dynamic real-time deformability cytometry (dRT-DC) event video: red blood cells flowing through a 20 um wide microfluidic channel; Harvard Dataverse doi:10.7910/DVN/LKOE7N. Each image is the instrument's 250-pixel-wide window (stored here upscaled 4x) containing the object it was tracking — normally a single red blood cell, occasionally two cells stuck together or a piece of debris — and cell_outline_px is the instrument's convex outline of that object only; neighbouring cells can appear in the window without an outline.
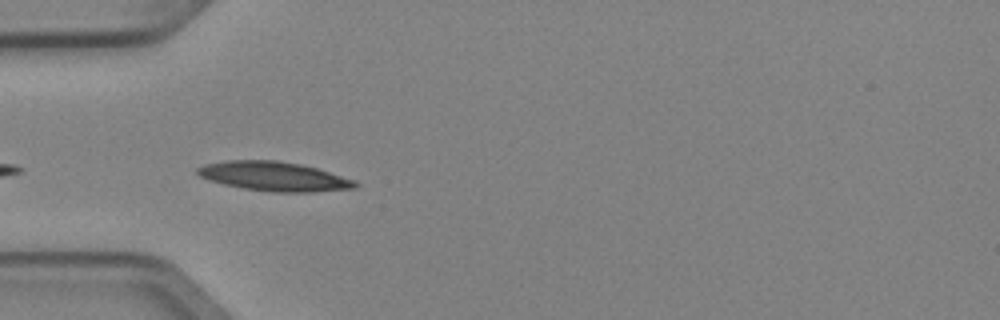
{"species": "Egyptian fruit bat (a non-hibernating species)", "species_latin": "Rousettus aegyptiacus", "temperature_condition": "cold", "stored_images_in_passage": 5, "camera_frame_rate_fps": 3000, "um_per_image_px": 0.085, "animal": {"sex": "female"}, "frame": {"image": 1, "passage_image": 4, "time_ms": 1.0, "image_size_px": [1000, 320], "cell_outline_px": [[360, 184], [356, 188], [312, 192], [272, 192], [244, 188], [224, 184], [200, 176], [196, 172], [196, 168], [204, 164], [228, 160], [276, 160], [300, 164], [316, 168], [356, 180]], "centroid_in_image_um": [23.32, 14.99], "position_along_channel_um": 61.7, "area_um2": 26.82}}
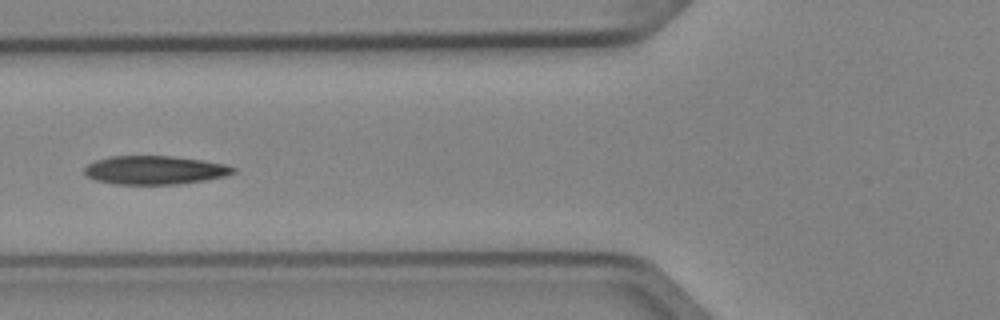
{"frame": {"image": 2, "passage_image": 5, "time_ms": 1.333, "image_size_px": [1000, 320], "cell_outline_px": [[236, 172], [224, 176], [204, 180], [176, 184], [116, 184], [96, 180], [88, 176], [84, 172], [84, 168], [88, 164], [96, 160], [112, 156], [172, 156], [200, 160], [224, 164], [236, 168]], "centroid_in_image_um": [13.14, 14.45], "position_along_channel_um": 112.7, "area_um2": 24.51}}